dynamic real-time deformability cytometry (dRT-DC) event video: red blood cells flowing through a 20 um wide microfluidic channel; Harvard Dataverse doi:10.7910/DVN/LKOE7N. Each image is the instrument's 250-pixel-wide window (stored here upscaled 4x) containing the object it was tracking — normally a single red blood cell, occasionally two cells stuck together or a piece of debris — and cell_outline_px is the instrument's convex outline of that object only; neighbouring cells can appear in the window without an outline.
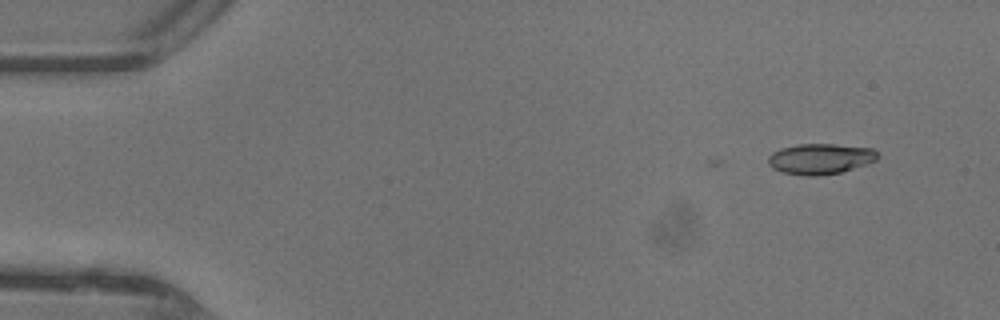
{"species": "common noctule bat (a hibernating species)", "species_latin": "Nyctalus noctula", "temperature_condition": "warm", "stored_images_in_passage": 3, "camera_frame_rate_fps": 3000, "um_per_image_px": 0.085, "animal": {"sex": "female"}, "frame": {"image": 1, "passage_image": 1, "time_ms": 0.0, "image_size_px": [1000, 320], "cell_outline_px": [[876, 160], [840, 172], [812, 176], [808, 176], [784, 172], [772, 168], [768, 164], [768, 156], [772, 152], [780, 148], [796, 144], [832, 144], [872, 148], [876, 152]], "centroid_in_image_um": [69.66, 13.48], "position_along_channel_um": 15.3, "area_um2": 19.19}}